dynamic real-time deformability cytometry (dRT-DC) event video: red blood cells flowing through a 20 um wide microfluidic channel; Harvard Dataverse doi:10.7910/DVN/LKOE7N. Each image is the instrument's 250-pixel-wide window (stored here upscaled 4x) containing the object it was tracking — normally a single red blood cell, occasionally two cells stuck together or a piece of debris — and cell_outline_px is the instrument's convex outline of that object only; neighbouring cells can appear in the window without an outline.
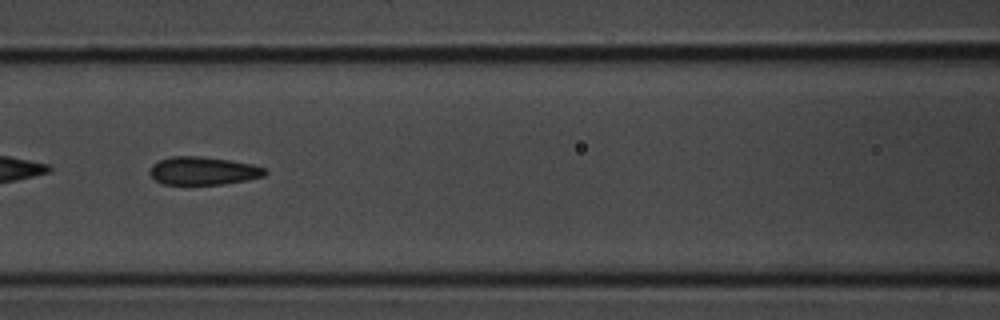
{"species": "common noctule bat (a hibernating species)", "species_latin": "Nyctalus noctula", "temperature_condition": "room temperature", "stored_images_in_passage": 53, "camera_frame_rate_fps": 3000, "um_per_image_px": 0.085, "animal": {"sex": "male", "body_mass_g": 20.1, "forearm_length_mm": 53.5}, "frame": {"image": 1, "passage_image": 23, "time_ms": 7.333, "image_size_px": [1000, 320], "cell_outline_px": [[268, 172], [264, 176], [248, 180], [224, 184], [160, 184], [148, 172], [152, 164], [160, 160], [172, 156], [200, 156], [232, 160], [252, 164], [264, 168]], "centroid_in_image_um": [17.27, 14.52], "position_along_channel_um": 149.3, "area_um2": 18.96}}
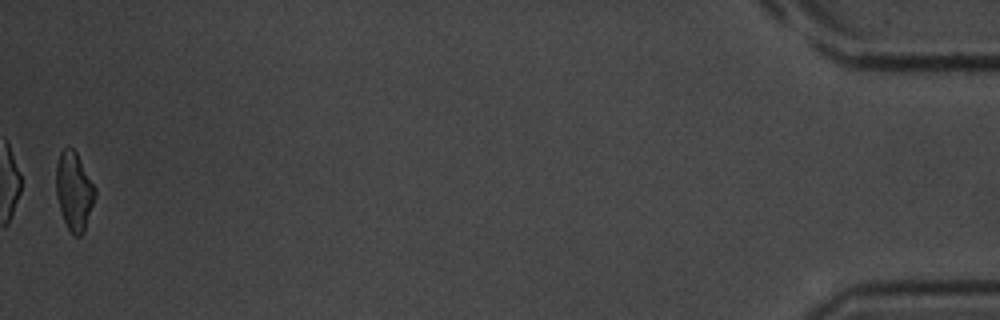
{"frame": {"image": 2, "passage_image": 53, "time_ms": 17.333, "image_size_px": [1000, 320], "cell_outline_px": [[96, 196], [84, 232], [80, 236], [76, 236], [68, 228], [64, 220], [56, 196], [56, 164], [60, 152], [64, 148], [72, 148], [76, 152], [96, 188]], "centroid_in_image_um": [6.3, 16.24], "position_along_channel_um": 428.9, "area_um2": 17.69}, "authors_computed_cell_mechanics": {"area_um2": 19.4208, "velocity_mm_per_s": 3.741, "shape_relaxation_time_tau1_ms": 5.0883, "shape_relaxation_time_tau2_ms": 1.642, "deformation_change_tau1": 0.1131, "deformation_change_tau2": 0.0954}}